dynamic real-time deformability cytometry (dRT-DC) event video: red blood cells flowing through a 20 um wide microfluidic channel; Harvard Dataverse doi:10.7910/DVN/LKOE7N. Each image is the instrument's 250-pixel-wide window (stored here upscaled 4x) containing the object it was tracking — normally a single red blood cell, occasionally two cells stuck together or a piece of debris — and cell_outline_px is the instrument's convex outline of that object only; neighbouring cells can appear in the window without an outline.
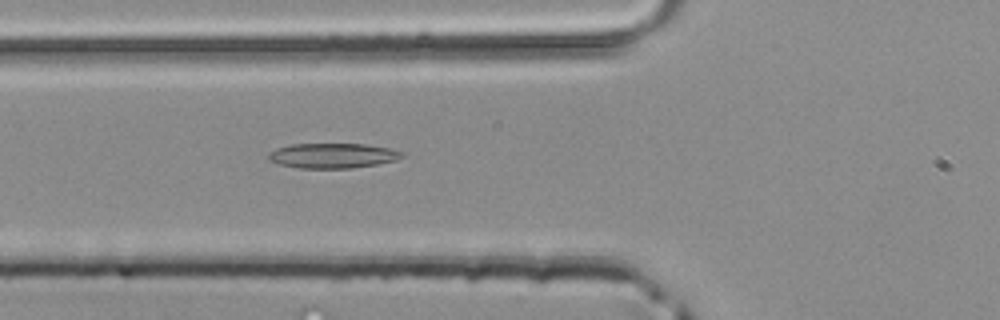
{"species": "common noctule bat (a hibernating species)", "species_latin": "Nyctalus noctula", "temperature_condition": "room temperature", "stored_images_in_passage": 34, "camera_frame_rate_fps": 3000, "um_per_image_px": 0.085, "animal": {"sex": "male", "body_mass_g": 20.4}, "frame": {"image": 1, "passage_image": 6, "time_ms": 1.667, "image_size_px": [1000, 320], "cell_outline_px": [[404, 156], [396, 160], [376, 164], [352, 168], [300, 168], [280, 164], [268, 160], [268, 156], [276, 148], [292, 144], [364, 144], [388, 148], [404, 152]], "centroid_in_image_um": [28.29, 13.23], "position_along_channel_um": 97.5, "area_um2": 19.25}}
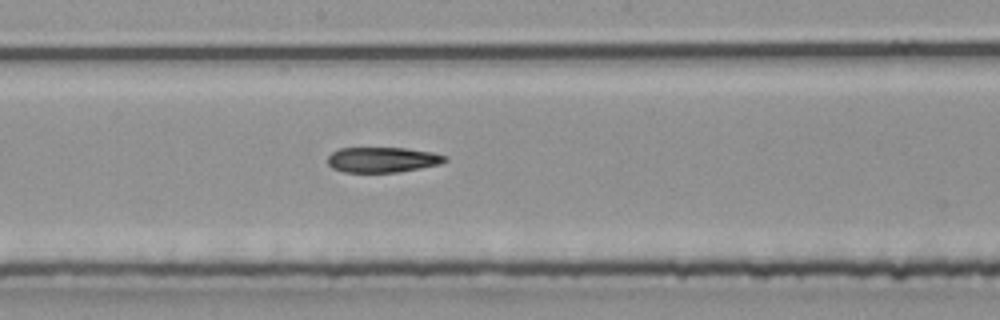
{"frame": {"image": 2, "passage_image": 14, "time_ms": 4.333, "image_size_px": [1000, 320], "cell_outline_px": [[448, 160], [440, 164], [420, 168], [396, 172], [344, 172], [332, 168], [328, 164], [328, 156], [332, 152], [340, 148], [404, 148], [432, 152], [448, 156]], "centroid_in_image_um": [32.52, 13.57], "position_along_channel_um": 215.7, "area_um2": 17.28}}
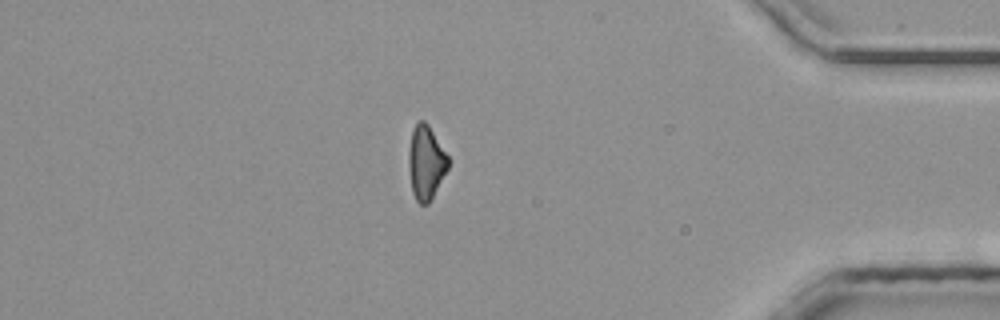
{"frame": {"image": 3, "passage_image": 29, "time_ms": 9.333, "image_size_px": [1000, 320], "cell_outline_px": [[448, 168], [428, 204], [420, 204], [416, 200], [412, 192], [408, 168], [408, 152], [412, 128], [420, 120], [424, 120], [428, 124], [448, 156]], "centroid_in_image_um": [36.17, 13.8], "position_along_channel_um": 399.0, "area_um2": 16.94}}